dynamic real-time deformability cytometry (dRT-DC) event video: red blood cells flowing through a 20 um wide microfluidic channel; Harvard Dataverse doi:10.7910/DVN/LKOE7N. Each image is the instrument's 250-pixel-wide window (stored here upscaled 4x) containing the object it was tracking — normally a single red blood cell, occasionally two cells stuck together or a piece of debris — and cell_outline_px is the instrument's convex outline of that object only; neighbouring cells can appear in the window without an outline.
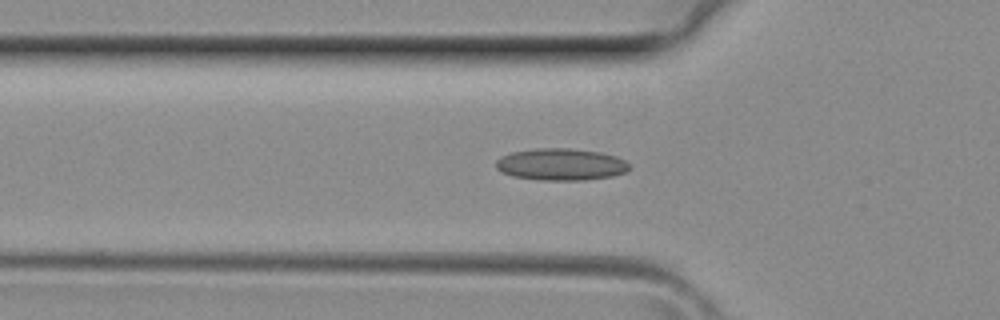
{"species": "common noctule bat (a hibernating species)", "species_latin": "Nyctalus noctula", "temperature_condition": "room temperature", "stored_images_in_passage": 39, "camera_frame_rate_fps": 3000, "um_per_image_px": 0.085, "animal": {"sex": "female", "body_mass_g": 29.2, "forearm_length_mm": 56.3}, "frame": {"image": 1, "passage_image": 13, "time_ms": 4.0, "image_size_px": [1000, 320], "cell_outline_px": [[632, 168], [624, 172], [612, 176], [584, 180], [540, 180], [512, 176], [500, 172], [496, 168], [496, 160], [500, 156], [512, 152], [536, 148], [572, 148], [600, 152], [616, 156], [624, 160]], "centroid_in_image_um": [47.66, 13.97], "position_along_channel_um": 78.1, "area_um2": 24.97}}
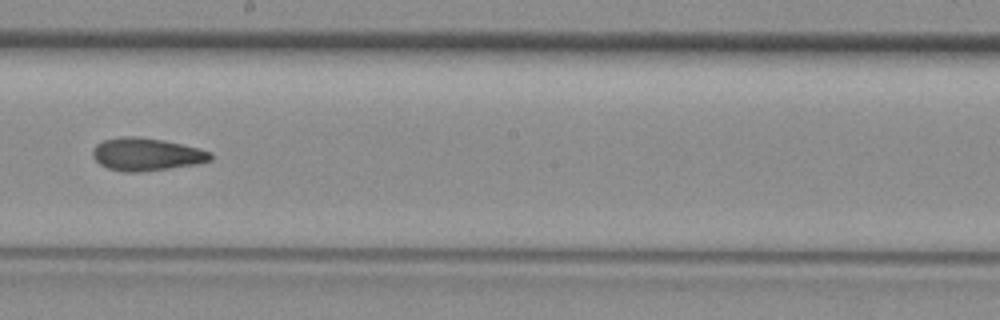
{"frame": {"image": 2, "passage_image": 22, "time_ms": 7.0, "image_size_px": [1000, 320], "cell_outline_px": [[212, 160], [196, 164], [140, 172], [124, 172], [108, 168], [100, 164], [92, 156], [92, 148], [96, 144], [104, 140], [124, 136], [140, 136], [164, 140], [200, 148], [212, 152]], "centroid_in_image_um": [12.45, 13.11], "position_along_channel_um": 235.8, "area_um2": 22.6}}
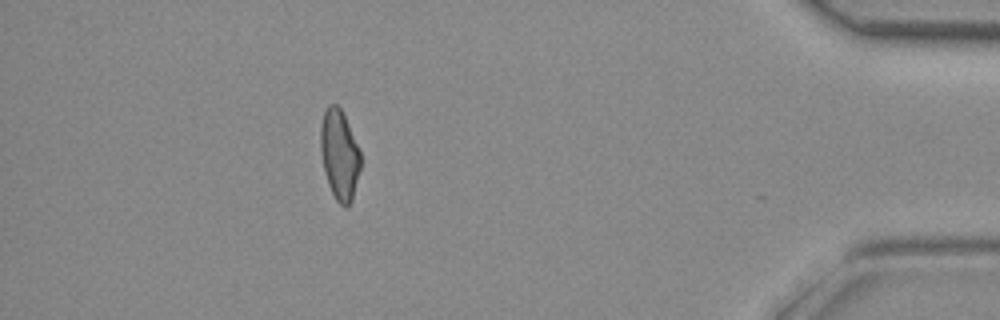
{"frame": {"image": 3, "passage_image": 35, "time_ms": 11.333, "image_size_px": [1000, 320], "cell_outline_px": [[360, 168], [352, 200], [348, 208], [344, 208], [336, 200], [328, 184], [324, 172], [320, 152], [320, 128], [324, 112], [328, 104], [336, 104], [340, 108], [344, 116], [360, 152]], "centroid_in_image_um": [28.83, 13.18], "position_along_channel_um": 406.4, "area_um2": 20.87}}